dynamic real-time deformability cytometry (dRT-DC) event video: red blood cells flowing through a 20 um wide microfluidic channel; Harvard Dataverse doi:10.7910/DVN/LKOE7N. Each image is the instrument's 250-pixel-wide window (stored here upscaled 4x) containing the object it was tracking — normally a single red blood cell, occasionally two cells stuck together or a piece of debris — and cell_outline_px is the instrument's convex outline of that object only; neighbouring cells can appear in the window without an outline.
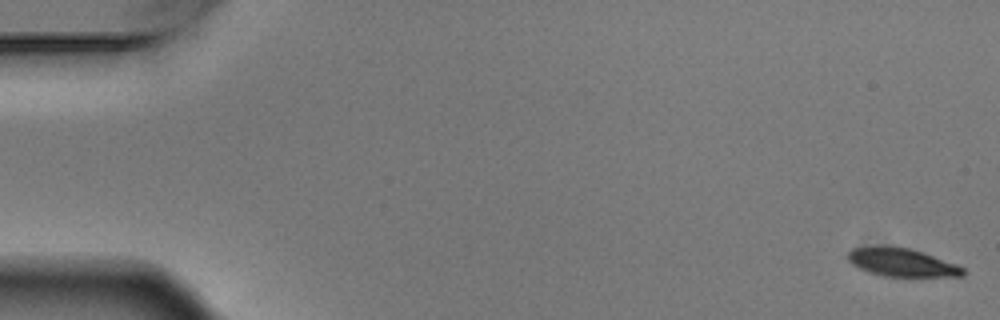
{"species": "Egyptian fruit bat (a non-hibernating species)", "species_latin": "Rousettus aegyptiacus", "temperature_condition": "warm", "stored_images_in_passage": 5, "camera_frame_rate_fps": 3000, "um_per_image_px": 0.085, "animal": {"sex": "male"}, "frame": {"image": 1, "passage_image": 1, "time_ms": 0.0, "image_size_px": [1000, 320], "cell_outline_px": [[964, 276], [884, 276], [868, 272], [852, 264], [848, 260], [848, 252], [852, 248], [868, 244], [880, 244], [908, 248], [924, 252], [956, 264], [964, 268]], "centroid_in_image_um": [76.59, 22.26], "position_along_channel_um": 8.4, "area_um2": 19.25}}
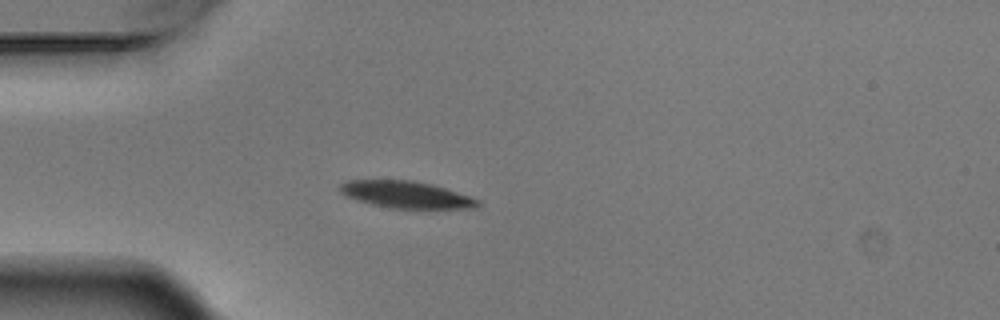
{"frame": {"image": 2, "passage_image": 4, "time_ms": 1.0, "image_size_px": [1000, 320], "cell_outline_px": [[480, 204], [476, 208], [428, 212], [392, 208], [372, 204], [356, 200], [340, 192], [340, 184], [348, 180], [412, 180], [432, 184], [480, 200]], "centroid_in_image_um": [34.63, 16.61], "position_along_channel_um": 50.4, "area_um2": 22.54}}